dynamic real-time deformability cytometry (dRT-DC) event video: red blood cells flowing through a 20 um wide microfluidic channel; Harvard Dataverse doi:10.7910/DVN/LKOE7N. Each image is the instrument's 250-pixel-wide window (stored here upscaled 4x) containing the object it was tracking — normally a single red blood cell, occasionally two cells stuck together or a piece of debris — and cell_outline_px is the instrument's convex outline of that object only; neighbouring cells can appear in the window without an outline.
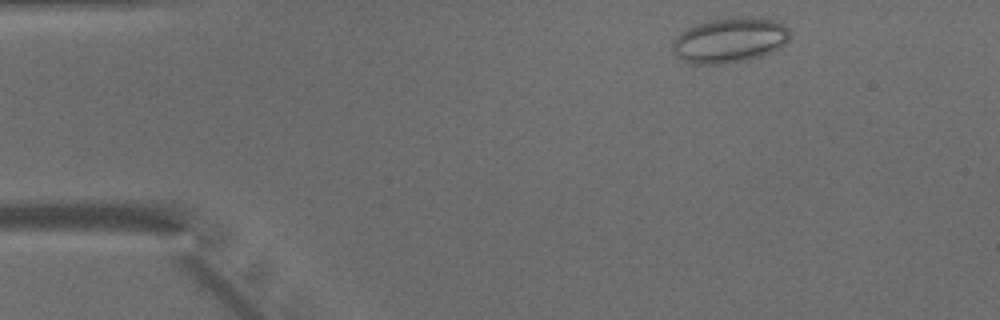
{"species": "common noctule bat (a hibernating species)", "species_latin": "Nyctalus noctula", "temperature_condition": "warm", "stored_images_in_passage": 43, "camera_frame_rate_fps": 3000, "um_per_image_px": 0.085, "animal": {"sex": "male", "body_mass_g": 15.6}, "frame": {"image": 1, "passage_image": 2, "time_ms": 0.333, "image_size_px": [1000, 320], "cell_outline_px": [[788, 40], [784, 44], [772, 52], [748, 60], [720, 64], [692, 64], [676, 56], [672, 48], [672, 40], [680, 32], [688, 28], [712, 20], [732, 16], [752, 16], [776, 20], [784, 24], [788, 28]], "centroid_in_image_um": [62.03, 3.4], "position_along_channel_um": 23.0, "area_um2": 30.98}}
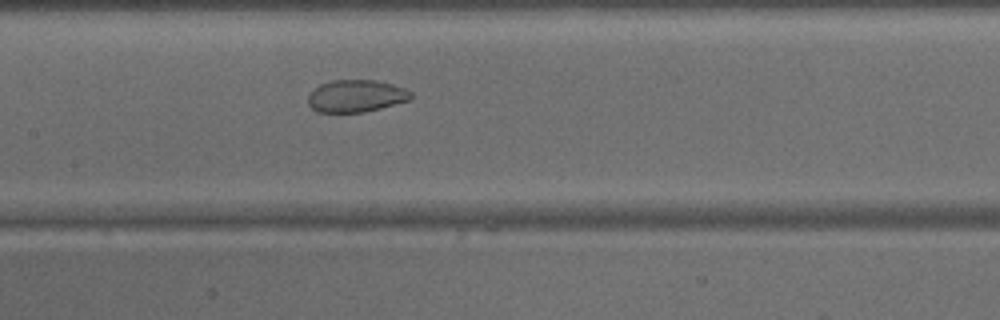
{"frame": {"image": 2, "passage_image": 18, "time_ms": 5.667, "image_size_px": [1000, 320], "cell_outline_px": [[412, 100], [364, 112], [316, 112], [308, 104], [308, 96], [320, 84], [332, 80], [376, 80], [392, 84], [404, 88], [412, 92]], "centroid_in_image_um": [30.29, 8.16], "position_along_channel_um": 177.1, "area_um2": 19.36}}
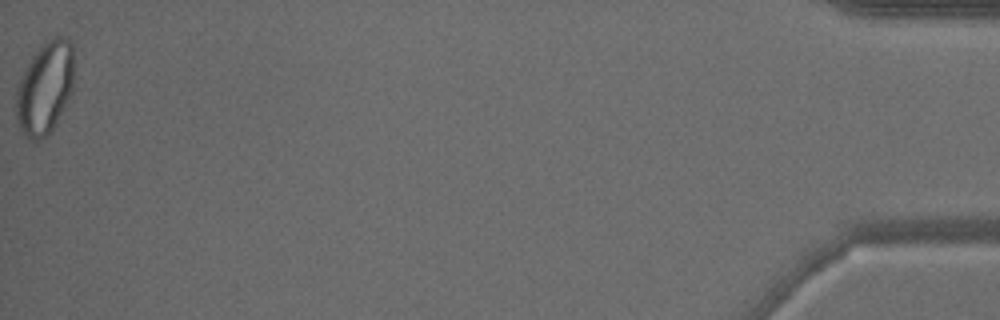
{"frame": {"image": 3, "passage_image": 43, "time_ms": 14.0, "image_size_px": [1000, 320], "cell_outline_px": [[72, 88], [68, 100], [56, 124], [48, 136], [40, 140], [28, 140], [24, 136], [16, 120], [16, 92], [24, 68], [32, 56], [44, 40], [52, 36], [64, 36], [72, 44]], "centroid_in_image_um": [3.8, 7.49], "position_along_channel_um": 431.4, "area_um2": 31.44}}